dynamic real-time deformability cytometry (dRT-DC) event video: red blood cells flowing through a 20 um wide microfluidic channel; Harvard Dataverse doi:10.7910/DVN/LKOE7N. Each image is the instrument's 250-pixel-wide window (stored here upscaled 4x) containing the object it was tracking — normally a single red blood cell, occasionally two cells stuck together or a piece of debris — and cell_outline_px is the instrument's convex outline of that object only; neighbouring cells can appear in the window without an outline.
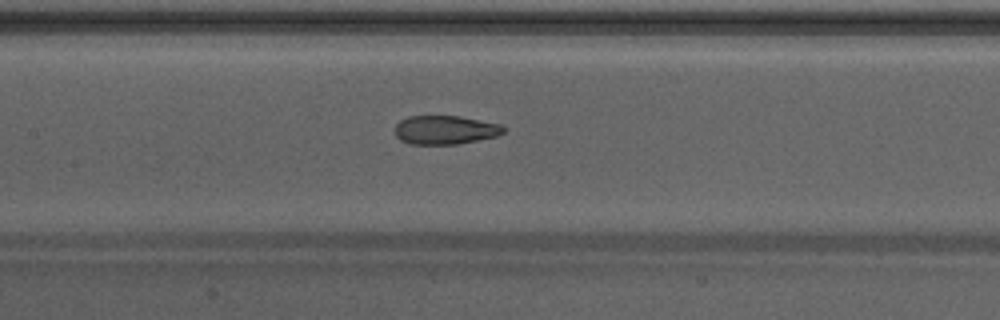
{"species": "Egyptian fruit bat (a non-hibernating species)", "species_latin": "Rousettus aegyptiacus", "temperature_condition": "warm", "stored_images_in_passage": 36, "camera_frame_rate_fps": 3000, "um_per_image_px": 0.085, "animal": {"sex": "male"}, "frame": {"image": 1, "passage_image": 11, "time_ms": 3.333, "image_size_px": [1000, 320], "cell_outline_px": [[508, 128], [504, 132], [496, 136], [456, 144], [408, 144], [400, 140], [396, 136], [396, 124], [400, 120], [408, 116], [460, 116], [500, 124]], "centroid_in_image_um": [37.83, 11.04], "position_along_channel_um": 169.6, "area_um2": 18.21}}
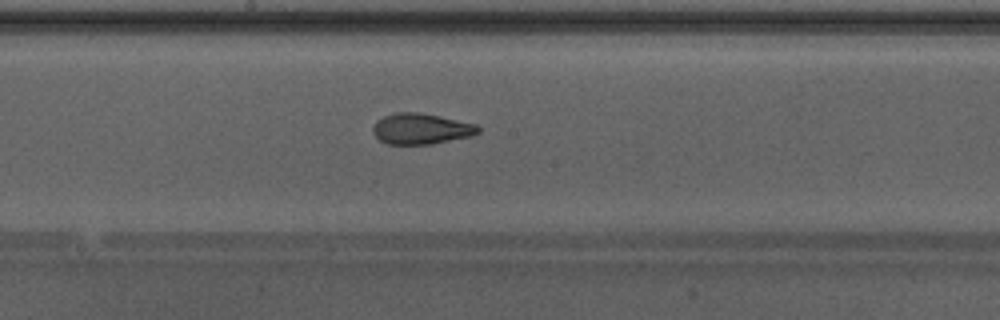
{"frame": {"image": 2, "passage_image": 14, "time_ms": 4.333, "image_size_px": [1000, 320], "cell_outline_px": [[480, 132], [472, 136], [432, 144], [388, 144], [380, 140], [372, 132], [372, 128], [376, 120], [384, 116], [396, 112], [420, 112], [440, 116], [476, 124], [480, 128]], "centroid_in_image_um": [35.79, 10.94], "position_along_channel_um": 212.4, "area_um2": 19.02}}
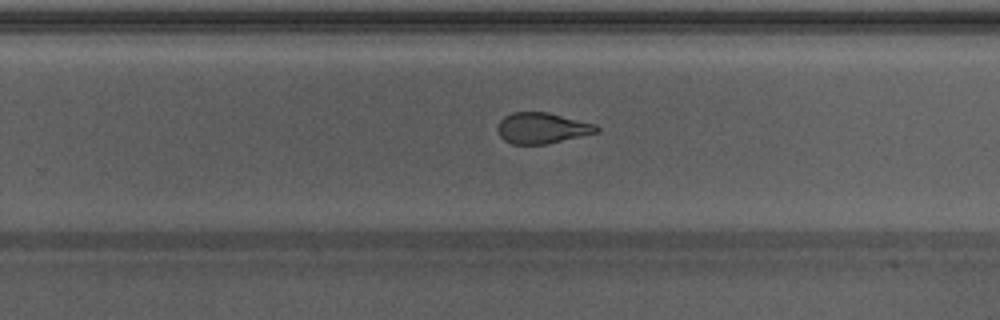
{"frame": {"image": 3, "passage_image": 19, "time_ms": 6.0, "image_size_px": [1000, 320], "cell_outline_px": [[600, 132], [548, 144], [512, 144], [504, 140], [500, 136], [496, 128], [500, 120], [504, 116], [512, 112], [548, 112], [596, 124], [600, 128]], "centroid_in_image_um": [46.09, 10.89], "position_along_channel_um": 283.7, "area_um2": 18.03}, "authors_computed_cell_mechanics": {"area_um2": 19.074, "velocity_mm_per_s": 4.297, "shape_relaxation_time_tau1_ms": 9.6035, "shape_relaxation_time_tau2_ms": 1.1747, "deformation_change_tau1": 0.2507, "deformation_change_tau2": 0.0859}}